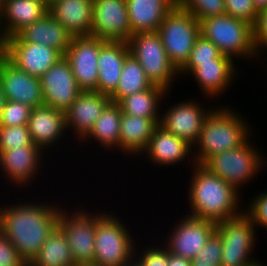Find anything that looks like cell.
Segmentation results:
<instances>
[{
	"label": "cell",
	"instance_id": "1f68e13d",
	"mask_svg": "<svg viewBox=\"0 0 267 266\" xmlns=\"http://www.w3.org/2000/svg\"><path fill=\"white\" fill-rule=\"evenodd\" d=\"M152 86L140 63L130 53L125 58L118 86L110 98L112 102L118 103L122 98Z\"/></svg>",
	"mask_w": 267,
	"mask_h": 266
},
{
	"label": "cell",
	"instance_id": "f6af8a7d",
	"mask_svg": "<svg viewBox=\"0 0 267 266\" xmlns=\"http://www.w3.org/2000/svg\"><path fill=\"white\" fill-rule=\"evenodd\" d=\"M252 1L258 12H261L267 9V0H252Z\"/></svg>",
	"mask_w": 267,
	"mask_h": 266
},
{
	"label": "cell",
	"instance_id": "f5cc1de1",
	"mask_svg": "<svg viewBox=\"0 0 267 266\" xmlns=\"http://www.w3.org/2000/svg\"><path fill=\"white\" fill-rule=\"evenodd\" d=\"M55 0H49V7H50V4L52 3V2H54Z\"/></svg>",
	"mask_w": 267,
	"mask_h": 266
},
{
	"label": "cell",
	"instance_id": "f907efd6",
	"mask_svg": "<svg viewBox=\"0 0 267 266\" xmlns=\"http://www.w3.org/2000/svg\"><path fill=\"white\" fill-rule=\"evenodd\" d=\"M6 57V54L0 49V63Z\"/></svg>",
	"mask_w": 267,
	"mask_h": 266
},
{
	"label": "cell",
	"instance_id": "cb8c5ba5",
	"mask_svg": "<svg viewBox=\"0 0 267 266\" xmlns=\"http://www.w3.org/2000/svg\"><path fill=\"white\" fill-rule=\"evenodd\" d=\"M48 12L73 37L90 36L93 19V0H55Z\"/></svg>",
	"mask_w": 267,
	"mask_h": 266
},
{
	"label": "cell",
	"instance_id": "30bf717a",
	"mask_svg": "<svg viewBox=\"0 0 267 266\" xmlns=\"http://www.w3.org/2000/svg\"><path fill=\"white\" fill-rule=\"evenodd\" d=\"M76 210L77 212L70 214L71 211L68 213L62 208L59 214L58 227L65 234L74 262L76 264L93 263L96 213L85 211V208L82 211L78 208Z\"/></svg>",
	"mask_w": 267,
	"mask_h": 266
},
{
	"label": "cell",
	"instance_id": "7a4b0ae2",
	"mask_svg": "<svg viewBox=\"0 0 267 266\" xmlns=\"http://www.w3.org/2000/svg\"><path fill=\"white\" fill-rule=\"evenodd\" d=\"M192 167L187 194L191 209L188 216L217 223L244 212L239 206L240 191L235 186L213 174L203 164Z\"/></svg>",
	"mask_w": 267,
	"mask_h": 266
},
{
	"label": "cell",
	"instance_id": "816d5d0a",
	"mask_svg": "<svg viewBox=\"0 0 267 266\" xmlns=\"http://www.w3.org/2000/svg\"><path fill=\"white\" fill-rule=\"evenodd\" d=\"M251 266H266V265H263V263L257 261L256 263H254L253 265Z\"/></svg>",
	"mask_w": 267,
	"mask_h": 266
},
{
	"label": "cell",
	"instance_id": "d4e9b609",
	"mask_svg": "<svg viewBox=\"0 0 267 266\" xmlns=\"http://www.w3.org/2000/svg\"><path fill=\"white\" fill-rule=\"evenodd\" d=\"M132 35L156 32L177 0H126Z\"/></svg>",
	"mask_w": 267,
	"mask_h": 266
},
{
	"label": "cell",
	"instance_id": "52a82bcc",
	"mask_svg": "<svg viewBox=\"0 0 267 266\" xmlns=\"http://www.w3.org/2000/svg\"><path fill=\"white\" fill-rule=\"evenodd\" d=\"M128 45L130 53L140 63L152 85L169 92L176 82L174 77L179 76V70L167 56L158 32L133 34Z\"/></svg>",
	"mask_w": 267,
	"mask_h": 266
},
{
	"label": "cell",
	"instance_id": "ab89813d",
	"mask_svg": "<svg viewBox=\"0 0 267 266\" xmlns=\"http://www.w3.org/2000/svg\"><path fill=\"white\" fill-rule=\"evenodd\" d=\"M159 246L155 247L154 245L151 247L150 245V247H147V249L145 248V250L140 252L139 255L137 252L138 249L135 250L134 259L140 266H168V250L162 244Z\"/></svg>",
	"mask_w": 267,
	"mask_h": 266
},
{
	"label": "cell",
	"instance_id": "44dd1931",
	"mask_svg": "<svg viewBox=\"0 0 267 266\" xmlns=\"http://www.w3.org/2000/svg\"><path fill=\"white\" fill-rule=\"evenodd\" d=\"M235 67V61L222 54L212 62L199 63L189 74L193 75L205 97H211V100L234 84L238 72Z\"/></svg>",
	"mask_w": 267,
	"mask_h": 266
},
{
	"label": "cell",
	"instance_id": "9c48e42d",
	"mask_svg": "<svg viewBox=\"0 0 267 266\" xmlns=\"http://www.w3.org/2000/svg\"><path fill=\"white\" fill-rule=\"evenodd\" d=\"M255 229L245 212L216 223V232L223 243L221 266H251L258 261L252 255L255 251Z\"/></svg>",
	"mask_w": 267,
	"mask_h": 266
},
{
	"label": "cell",
	"instance_id": "4dcf8cb0",
	"mask_svg": "<svg viewBox=\"0 0 267 266\" xmlns=\"http://www.w3.org/2000/svg\"><path fill=\"white\" fill-rule=\"evenodd\" d=\"M65 234L57 227L29 266H75Z\"/></svg>",
	"mask_w": 267,
	"mask_h": 266
},
{
	"label": "cell",
	"instance_id": "7402d4cb",
	"mask_svg": "<svg viewBox=\"0 0 267 266\" xmlns=\"http://www.w3.org/2000/svg\"><path fill=\"white\" fill-rule=\"evenodd\" d=\"M193 147L176 135L168 132L158 125L149 140L148 146L143 154L147 153L149 162L163 166H171L181 163L184 159L189 160ZM162 165V166H161Z\"/></svg>",
	"mask_w": 267,
	"mask_h": 266
},
{
	"label": "cell",
	"instance_id": "3957f363",
	"mask_svg": "<svg viewBox=\"0 0 267 266\" xmlns=\"http://www.w3.org/2000/svg\"><path fill=\"white\" fill-rule=\"evenodd\" d=\"M226 107L215 106L207 115L199 140L193 147L191 165L204 164L213 155L239 147L251 137L247 120L236 110Z\"/></svg>",
	"mask_w": 267,
	"mask_h": 266
},
{
	"label": "cell",
	"instance_id": "74e56055",
	"mask_svg": "<svg viewBox=\"0 0 267 266\" xmlns=\"http://www.w3.org/2000/svg\"><path fill=\"white\" fill-rule=\"evenodd\" d=\"M226 14L255 25L259 12L252 0H224Z\"/></svg>",
	"mask_w": 267,
	"mask_h": 266
},
{
	"label": "cell",
	"instance_id": "603a6c76",
	"mask_svg": "<svg viewBox=\"0 0 267 266\" xmlns=\"http://www.w3.org/2000/svg\"><path fill=\"white\" fill-rule=\"evenodd\" d=\"M130 54L128 42L106 41L98 57L97 92L110 96L117 88L123 63Z\"/></svg>",
	"mask_w": 267,
	"mask_h": 266
},
{
	"label": "cell",
	"instance_id": "277c9868",
	"mask_svg": "<svg viewBox=\"0 0 267 266\" xmlns=\"http://www.w3.org/2000/svg\"><path fill=\"white\" fill-rule=\"evenodd\" d=\"M199 23L200 34L213 42L223 55L246 61L260 56L255 49L253 26L248 22L225 13L205 18Z\"/></svg>",
	"mask_w": 267,
	"mask_h": 266
},
{
	"label": "cell",
	"instance_id": "ffe728a7",
	"mask_svg": "<svg viewBox=\"0 0 267 266\" xmlns=\"http://www.w3.org/2000/svg\"><path fill=\"white\" fill-rule=\"evenodd\" d=\"M27 126L33 144L43 150L50 149L64 137L63 133L66 134V114L46 105L35 107L32 108Z\"/></svg>",
	"mask_w": 267,
	"mask_h": 266
},
{
	"label": "cell",
	"instance_id": "836d02e7",
	"mask_svg": "<svg viewBox=\"0 0 267 266\" xmlns=\"http://www.w3.org/2000/svg\"><path fill=\"white\" fill-rule=\"evenodd\" d=\"M177 5L193 14L198 21L226 13L224 0H177Z\"/></svg>",
	"mask_w": 267,
	"mask_h": 266
},
{
	"label": "cell",
	"instance_id": "9a60e30c",
	"mask_svg": "<svg viewBox=\"0 0 267 266\" xmlns=\"http://www.w3.org/2000/svg\"><path fill=\"white\" fill-rule=\"evenodd\" d=\"M179 220L168 234L164 246L172 254L191 260L216 231V223L188 215Z\"/></svg>",
	"mask_w": 267,
	"mask_h": 266
},
{
	"label": "cell",
	"instance_id": "60d3db41",
	"mask_svg": "<svg viewBox=\"0 0 267 266\" xmlns=\"http://www.w3.org/2000/svg\"><path fill=\"white\" fill-rule=\"evenodd\" d=\"M0 266H29L9 239L0 231Z\"/></svg>",
	"mask_w": 267,
	"mask_h": 266
},
{
	"label": "cell",
	"instance_id": "f1b7e54d",
	"mask_svg": "<svg viewBox=\"0 0 267 266\" xmlns=\"http://www.w3.org/2000/svg\"><path fill=\"white\" fill-rule=\"evenodd\" d=\"M121 116L122 111L120 106L118 103L111 101L95 121L92 130L82 141H87L91 138L95 140V143L98 142L100 147L103 146L102 148H106L105 150L119 149L120 151Z\"/></svg>",
	"mask_w": 267,
	"mask_h": 266
},
{
	"label": "cell",
	"instance_id": "6da1fadb",
	"mask_svg": "<svg viewBox=\"0 0 267 266\" xmlns=\"http://www.w3.org/2000/svg\"><path fill=\"white\" fill-rule=\"evenodd\" d=\"M59 207L58 204L52 205L50 202L45 204V202L27 201L0 208V231L28 265L58 227L59 214L62 210V207Z\"/></svg>",
	"mask_w": 267,
	"mask_h": 266
},
{
	"label": "cell",
	"instance_id": "d6a6232c",
	"mask_svg": "<svg viewBox=\"0 0 267 266\" xmlns=\"http://www.w3.org/2000/svg\"><path fill=\"white\" fill-rule=\"evenodd\" d=\"M222 55L217 46L201 34L196 39L187 62L179 69V74H189L199 63L212 62ZM188 72V73H187Z\"/></svg>",
	"mask_w": 267,
	"mask_h": 266
},
{
	"label": "cell",
	"instance_id": "5bb4252c",
	"mask_svg": "<svg viewBox=\"0 0 267 266\" xmlns=\"http://www.w3.org/2000/svg\"><path fill=\"white\" fill-rule=\"evenodd\" d=\"M44 105L66 112L82 93L68 60L63 56L40 77Z\"/></svg>",
	"mask_w": 267,
	"mask_h": 266
},
{
	"label": "cell",
	"instance_id": "8fae6325",
	"mask_svg": "<svg viewBox=\"0 0 267 266\" xmlns=\"http://www.w3.org/2000/svg\"><path fill=\"white\" fill-rule=\"evenodd\" d=\"M105 42L106 40L91 36L73 37L64 54L82 91L97 92L98 57Z\"/></svg>",
	"mask_w": 267,
	"mask_h": 266
},
{
	"label": "cell",
	"instance_id": "5b68a950",
	"mask_svg": "<svg viewBox=\"0 0 267 266\" xmlns=\"http://www.w3.org/2000/svg\"><path fill=\"white\" fill-rule=\"evenodd\" d=\"M105 213L96 212L93 263L100 266H125L134 259L136 244L129 229L119 221L121 219L112 213Z\"/></svg>",
	"mask_w": 267,
	"mask_h": 266
},
{
	"label": "cell",
	"instance_id": "f35d334b",
	"mask_svg": "<svg viewBox=\"0 0 267 266\" xmlns=\"http://www.w3.org/2000/svg\"><path fill=\"white\" fill-rule=\"evenodd\" d=\"M254 199H250L248 208L244 209V212L250 217L255 228L257 226L266 229L267 231V191L257 193Z\"/></svg>",
	"mask_w": 267,
	"mask_h": 266
},
{
	"label": "cell",
	"instance_id": "484cf974",
	"mask_svg": "<svg viewBox=\"0 0 267 266\" xmlns=\"http://www.w3.org/2000/svg\"><path fill=\"white\" fill-rule=\"evenodd\" d=\"M24 42L39 43L59 50L63 55L73 39L66 28L47 12L17 34Z\"/></svg>",
	"mask_w": 267,
	"mask_h": 266
},
{
	"label": "cell",
	"instance_id": "b9f144b4",
	"mask_svg": "<svg viewBox=\"0 0 267 266\" xmlns=\"http://www.w3.org/2000/svg\"><path fill=\"white\" fill-rule=\"evenodd\" d=\"M253 38L257 53L261 52L264 47L267 50V9L258 14L256 23L253 26Z\"/></svg>",
	"mask_w": 267,
	"mask_h": 266
},
{
	"label": "cell",
	"instance_id": "83f0119b",
	"mask_svg": "<svg viewBox=\"0 0 267 266\" xmlns=\"http://www.w3.org/2000/svg\"><path fill=\"white\" fill-rule=\"evenodd\" d=\"M48 12V8L36 0H1V14L10 37L17 35Z\"/></svg>",
	"mask_w": 267,
	"mask_h": 266
},
{
	"label": "cell",
	"instance_id": "4316f807",
	"mask_svg": "<svg viewBox=\"0 0 267 266\" xmlns=\"http://www.w3.org/2000/svg\"><path fill=\"white\" fill-rule=\"evenodd\" d=\"M160 120L136 117L122 113L120 119V150L128 155L141 154L146 150Z\"/></svg>",
	"mask_w": 267,
	"mask_h": 266
},
{
	"label": "cell",
	"instance_id": "e0dca14e",
	"mask_svg": "<svg viewBox=\"0 0 267 266\" xmlns=\"http://www.w3.org/2000/svg\"><path fill=\"white\" fill-rule=\"evenodd\" d=\"M64 55L39 43L24 42L18 35L10 37L6 57L22 71L40 78Z\"/></svg>",
	"mask_w": 267,
	"mask_h": 266
},
{
	"label": "cell",
	"instance_id": "8992f818",
	"mask_svg": "<svg viewBox=\"0 0 267 266\" xmlns=\"http://www.w3.org/2000/svg\"><path fill=\"white\" fill-rule=\"evenodd\" d=\"M254 146L249 137L241 146L215 154L203 165L241 191L242 185L249 184L267 163L259 153L261 151Z\"/></svg>",
	"mask_w": 267,
	"mask_h": 266
},
{
	"label": "cell",
	"instance_id": "ee69618b",
	"mask_svg": "<svg viewBox=\"0 0 267 266\" xmlns=\"http://www.w3.org/2000/svg\"><path fill=\"white\" fill-rule=\"evenodd\" d=\"M168 266H192L191 260L177 256L168 251Z\"/></svg>",
	"mask_w": 267,
	"mask_h": 266
},
{
	"label": "cell",
	"instance_id": "d590c367",
	"mask_svg": "<svg viewBox=\"0 0 267 266\" xmlns=\"http://www.w3.org/2000/svg\"><path fill=\"white\" fill-rule=\"evenodd\" d=\"M32 143L27 125L0 126V151L28 146Z\"/></svg>",
	"mask_w": 267,
	"mask_h": 266
},
{
	"label": "cell",
	"instance_id": "7dc6e473",
	"mask_svg": "<svg viewBox=\"0 0 267 266\" xmlns=\"http://www.w3.org/2000/svg\"><path fill=\"white\" fill-rule=\"evenodd\" d=\"M125 266H140V264L135 259H133Z\"/></svg>",
	"mask_w": 267,
	"mask_h": 266
},
{
	"label": "cell",
	"instance_id": "7bdbcfd3",
	"mask_svg": "<svg viewBox=\"0 0 267 266\" xmlns=\"http://www.w3.org/2000/svg\"><path fill=\"white\" fill-rule=\"evenodd\" d=\"M10 36L5 29L4 21L1 14V3H0V49L7 54L9 48Z\"/></svg>",
	"mask_w": 267,
	"mask_h": 266
},
{
	"label": "cell",
	"instance_id": "f546056e",
	"mask_svg": "<svg viewBox=\"0 0 267 266\" xmlns=\"http://www.w3.org/2000/svg\"><path fill=\"white\" fill-rule=\"evenodd\" d=\"M164 89L158 86H152L149 89L128 95L122 98L118 105L122 113L136 116L138 118H149L152 120H160V104L161 100L168 95Z\"/></svg>",
	"mask_w": 267,
	"mask_h": 266
},
{
	"label": "cell",
	"instance_id": "681fc988",
	"mask_svg": "<svg viewBox=\"0 0 267 266\" xmlns=\"http://www.w3.org/2000/svg\"><path fill=\"white\" fill-rule=\"evenodd\" d=\"M36 1L43 3L47 8H49V0H36Z\"/></svg>",
	"mask_w": 267,
	"mask_h": 266
},
{
	"label": "cell",
	"instance_id": "e575fe53",
	"mask_svg": "<svg viewBox=\"0 0 267 266\" xmlns=\"http://www.w3.org/2000/svg\"><path fill=\"white\" fill-rule=\"evenodd\" d=\"M223 243L215 231L201 251L191 259L192 266H221Z\"/></svg>",
	"mask_w": 267,
	"mask_h": 266
},
{
	"label": "cell",
	"instance_id": "c3c4849f",
	"mask_svg": "<svg viewBox=\"0 0 267 266\" xmlns=\"http://www.w3.org/2000/svg\"><path fill=\"white\" fill-rule=\"evenodd\" d=\"M75 266H100V265L94 263H82V264H76Z\"/></svg>",
	"mask_w": 267,
	"mask_h": 266
},
{
	"label": "cell",
	"instance_id": "8d00e7d4",
	"mask_svg": "<svg viewBox=\"0 0 267 266\" xmlns=\"http://www.w3.org/2000/svg\"><path fill=\"white\" fill-rule=\"evenodd\" d=\"M32 108L29 105L6 100L0 116V126L27 125Z\"/></svg>",
	"mask_w": 267,
	"mask_h": 266
},
{
	"label": "cell",
	"instance_id": "ba28073f",
	"mask_svg": "<svg viewBox=\"0 0 267 266\" xmlns=\"http://www.w3.org/2000/svg\"><path fill=\"white\" fill-rule=\"evenodd\" d=\"M158 34L170 61L179 70L188 60L200 35L198 19L177 4L160 24Z\"/></svg>",
	"mask_w": 267,
	"mask_h": 266
},
{
	"label": "cell",
	"instance_id": "2e32d148",
	"mask_svg": "<svg viewBox=\"0 0 267 266\" xmlns=\"http://www.w3.org/2000/svg\"><path fill=\"white\" fill-rule=\"evenodd\" d=\"M0 83L6 100L31 108L44 105L40 78L19 69L7 57L0 63Z\"/></svg>",
	"mask_w": 267,
	"mask_h": 266
},
{
	"label": "cell",
	"instance_id": "4fadbf2b",
	"mask_svg": "<svg viewBox=\"0 0 267 266\" xmlns=\"http://www.w3.org/2000/svg\"><path fill=\"white\" fill-rule=\"evenodd\" d=\"M212 109H205V106L203 108L201 103L193 99L178 101L176 105L166 109L163 115L161 113L159 125L194 147L199 140L203 123Z\"/></svg>",
	"mask_w": 267,
	"mask_h": 266
},
{
	"label": "cell",
	"instance_id": "7c38bea8",
	"mask_svg": "<svg viewBox=\"0 0 267 266\" xmlns=\"http://www.w3.org/2000/svg\"><path fill=\"white\" fill-rule=\"evenodd\" d=\"M90 36L128 42L132 36L126 0H93Z\"/></svg>",
	"mask_w": 267,
	"mask_h": 266
},
{
	"label": "cell",
	"instance_id": "d6986e66",
	"mask_svg": "<svg viewBox=\"0 0 267 266\" xmlns=\"http://www.w3.org/2000/svg\"><path fill=\"white\" fill-rule=\"evenodd\" d=\"M110 102V96L105 94L96 91H82L65 112L67 130L71 128V131H74L73 134L83 140Z\"/></svg>",
	"mask_w": 267,
	"mask_h": 266
},
{
	"label": "cell",
	"instance_id": "bcb514c9",
	"mask_svg": "<svg viewBox=\"0 0 267 266\" xmlns=\"http://www.w3.org/2000/svg\"><path fill=\"white\" fill-rule=\"evenodd\" d=\"M5 102H6V98L4 96V93L2 91V86L0 83V116H1L2 110L4 108Z\"/></svg>",
	"mask_w": 267,
	"mask_h": 266
},
{
	"label": "cell",
	"instance_id": "ac0fdd59",
	"mask_svg": "<svg viewBox=\"0 0 267 266\" xmlns=\"http://www.w3.org/2000/svg\"><path fill=\"white\" fill-rule=\"evenodd\" d=\"M44 152L42 148L33 143L0 151V167L1 171H4L2 174L10 180L9 183L16 184V187L28 185L32 179H35L36 174H39Z\"/></svg>",
	"mask_w": 267,
	"mask_h": 266
}]
</instances>
